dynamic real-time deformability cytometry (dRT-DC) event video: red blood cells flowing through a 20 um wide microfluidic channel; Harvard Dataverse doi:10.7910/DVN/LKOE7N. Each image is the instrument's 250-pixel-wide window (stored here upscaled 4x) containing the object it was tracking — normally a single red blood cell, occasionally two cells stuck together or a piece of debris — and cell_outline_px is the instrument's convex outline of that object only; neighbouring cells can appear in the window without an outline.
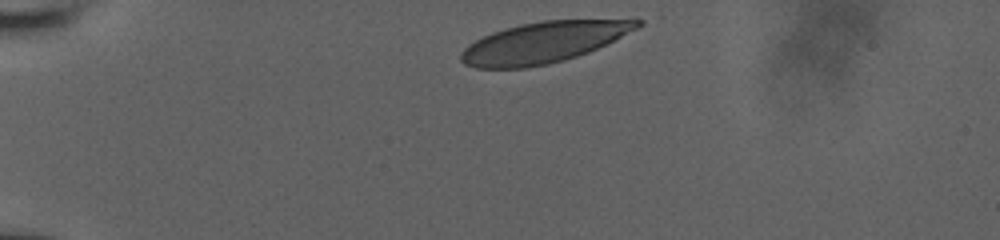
{"species": "human", "species_latin": "Homo sapiens", "temperature_condition": "room temperature", "stored_images_in_passage": 24, "camera_frame_rate_fps": 3000, "um_per_image_px": 0.085, "donor": {"sex": "male"}, "frame": {"image": 1, "passage_image": 1, "time_ms": 0.0, "image_size_px": [1000, 240], "cell_outline_px": [[644, 24], [588, 52], [564, 60], [548, 64], [524, 68], [476, 68], [464, 64], [460, 60], [460, 52], [468, 44], [492, 32], [504, 28], [520, 24], [544, 20], [632, 16], [644, 20]], "centroid_in_image_um": [46.29, 3.54], "position_along_channel_um": 38.7, "area_um2": 43.0}}
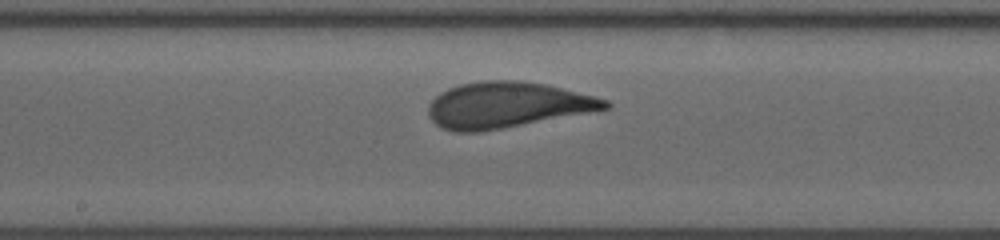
{"frame": {"image": 2, "passage_image": 14, "time_ms": 6.0, "image_size_px": [1000, 240], "cell_outline_px": [[612, 104], [608, 108], [480, 132], [456, 132], [440, 128], [428, 116], [428, 104], [440, 92], [448, 88], [460, 84], [484, 80], [516, 80], [544, 84], [608, 100]], "centroid_in_image_um": [43.0, 8.92], "position_along_channel_um": 205.2, "area_um2": 46.59}}
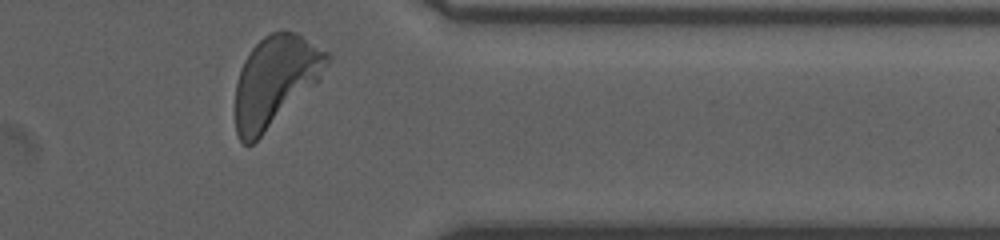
{"frame": {"image": 3, "passage_image": 24, "time_ms": 11.0, "image_size_px": [1000, 240], "cell_outline_px": [[332, 60], [320, 80], [252, 144], [244, 144], [240, 140], [236, 132], [236, 84], [240, 68], [244, 60], [252, 48], [264, 36], [272, 32], [284, 28], [300, 36], [328, 52], [332, 56]], "centroid_in_image_um": [23.41, 6.85], "position_along_channel_um": 388.0, "area_um2": 47.92}, "authors_computed_cell_mechanics": {"area_um2": 45.951, "velocity_mm_per_s": 3.8251, "shape_relaxation_time_tau1_ms": 2.2973, "shape_relaxation_time_tau2_ms": null, "deformation_change_tau1": 0.1244, "deformation_change_tau2": null}}